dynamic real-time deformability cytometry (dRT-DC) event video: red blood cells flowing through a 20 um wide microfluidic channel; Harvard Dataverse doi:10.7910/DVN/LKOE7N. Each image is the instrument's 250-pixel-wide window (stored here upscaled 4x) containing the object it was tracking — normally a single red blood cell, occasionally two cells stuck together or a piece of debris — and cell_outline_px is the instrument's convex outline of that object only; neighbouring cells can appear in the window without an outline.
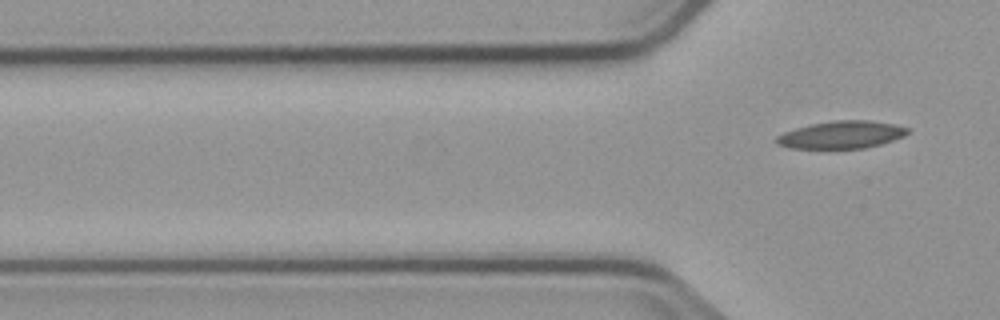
{"species": "common noctule bat (a hibernating species)", "species_latin": "Nyctalus noctula", "temperature_condition": "cold", "stored_images_in_passage": 5, "camera_frame_rate_fps": 3000, "um_per_image_px": 0.085, "animal": {"sex": "male", "body_mass_g": 23.1, "forearm_length_mm": 52.7}, "frame": {"image": 1, "passage_image": 5, "time_ms": 6.333, "image_size_px": [1000, 320], "cell_outline_px": [[908, 132], [904, 136], [880, 144], [864, 148], [788, 148], [776, 144], [776, 136], [784, 132], [796, 128], [812, 124], [832, 120], [868, 120], [892, 124], [908, 128]], "centroid_in_image_um": [71.49, 11.45], "position_along_channel_um": 54.3, "area_um2": 20.81}}